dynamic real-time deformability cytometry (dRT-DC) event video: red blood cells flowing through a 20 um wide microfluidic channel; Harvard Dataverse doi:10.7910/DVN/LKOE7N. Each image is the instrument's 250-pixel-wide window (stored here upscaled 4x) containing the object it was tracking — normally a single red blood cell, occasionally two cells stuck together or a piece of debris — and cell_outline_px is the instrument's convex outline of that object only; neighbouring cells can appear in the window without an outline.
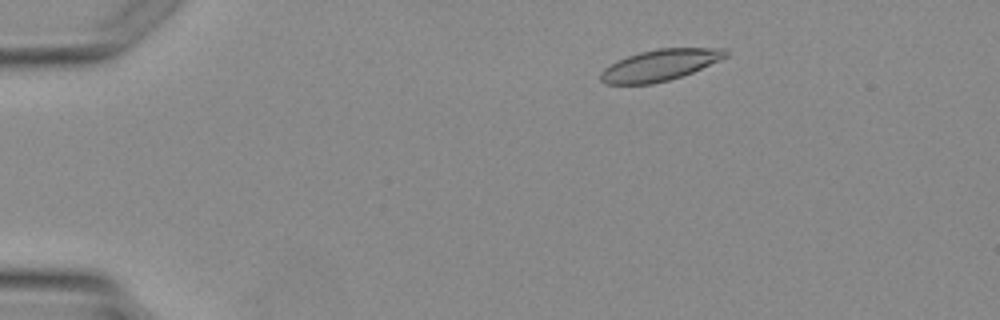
{"species": "Egyptian fruit bat (a non-hibernating species)", "species_latin": "Rousettus aegyptiacus", "temperature_condition": "warm", "stored_images_in_passage": 3, "camera_frame_rate_fps": 3000, "um_per_image_px": 0.085, "animal": {"sex": "female"}, "frame": {"image": 1, "passage_image": 3, "time_ms": 3.333, "image_size_px": [1000, 320], "cell_outline_px": [[728, 56], [692, 72], [668, 80], [652, 84], [604, 84], [600, 80], [600, 72], [604, 68], [616, 60], [640, 52], [656, 48], [724, 48], [728, 52]], "centroid_in_image_um": [56.05, 5.53], "position_along_channel_um": 29.0, "area_um2": 22.72}}